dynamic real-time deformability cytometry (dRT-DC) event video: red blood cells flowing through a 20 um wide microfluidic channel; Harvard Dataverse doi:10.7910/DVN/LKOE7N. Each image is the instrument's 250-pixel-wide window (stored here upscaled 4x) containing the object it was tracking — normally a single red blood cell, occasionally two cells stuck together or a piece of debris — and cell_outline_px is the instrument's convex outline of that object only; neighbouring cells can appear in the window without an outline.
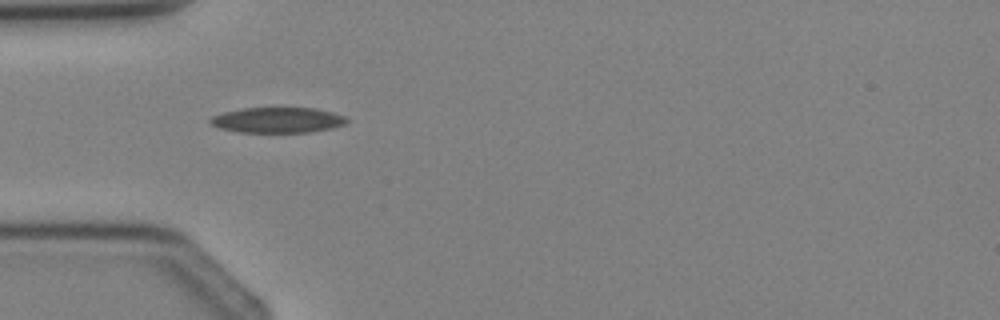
{"species": "Egyptian fruit bat (a non-hibernating species)", "species_latin": "Rousettus aegyptiacus", "temperature_condition": "cold", "stored_images_in_passage": 3, "camera_frame_rate_fps": 3000, "um_per_image_px": 0.085, "animal": {"sex": "female"}, "frame": {"image": 1, "passage_image": 3, "time_ms": 2.667, "image_size_px": [1000, 320], "cell_outline_px": [[348, 120], [344, 124], [332, 128], [308, 132], [240, 132], [220, 128], [208, 124], [208, 120], [212, 116], [224, 112], [244, 108], [316, 108], [332, 112], [344, 116]], "centroid_in_image_um": [23.56, 10.2], "position_along_channel_um": 61.4, "area_um2": 20.17}}